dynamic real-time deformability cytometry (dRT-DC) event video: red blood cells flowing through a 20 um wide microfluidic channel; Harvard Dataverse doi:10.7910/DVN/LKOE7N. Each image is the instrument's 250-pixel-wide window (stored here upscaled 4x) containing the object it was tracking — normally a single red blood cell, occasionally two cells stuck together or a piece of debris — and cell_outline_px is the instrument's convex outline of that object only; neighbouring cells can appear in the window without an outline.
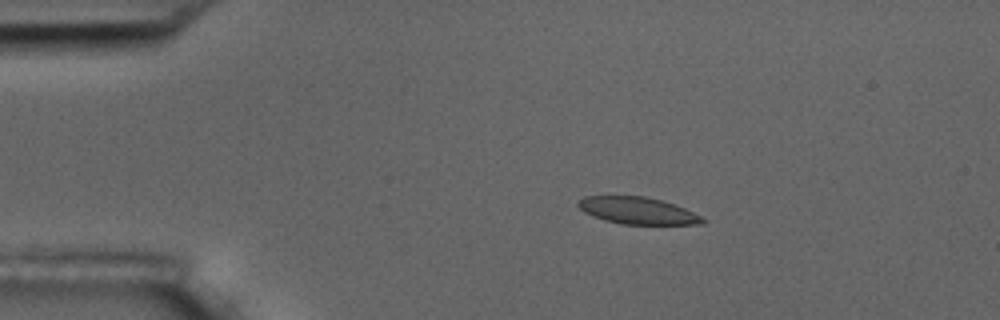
{"species": "common noctule bat (a hibernating species)", "species_latin": "Nyctalus noctula", "temperature_condition": "room temperature", "stored_images_in_passage": 6, "camera_frame_rate_fps": 3000, "um_per_image_px": 0.085, "animal": {"sex": "male", "body_mass_g": 17.5, "forearm_length_mm": 52.3}, "frame": {"image": 1, "passage_image": 1, "time_ms": 0.0, "image_size_px": [1000, 320], "cell_outline_px": [[708, 220], [704, 224], [620, 224], [604, 220], [584, 212], [576, 204], [576, 200], [584, 196], [644, 196], [660, 200], [684, 208]], "centroid_in_image_um": [54.16, 17.9], "position_along_channel_um": 30.8, "area_um2": 19.48}}
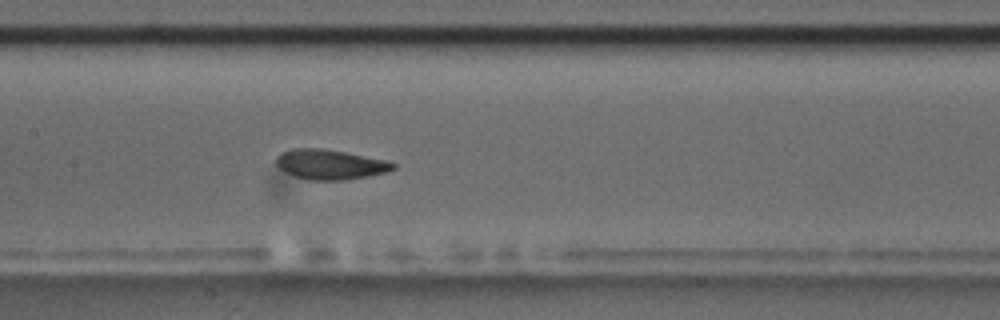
{"frame": {"image": 2, "passage_image": 6, "time_ms": 5.667, "image_size_px": [1000, 320], "cell_outline_px": [[396, 168], [384, 172], [368, 176], [344, 180], [308, 180], [284, 172], [276, 164], [276, 156], [280, 152], [292, 148], [320, 148], [344, 152], [388, 160], [396, 164]], "centroid_in_image_um": [28.03, 13.97], "position_along_channel_um": 179.4, "area_um2": 20.4}}